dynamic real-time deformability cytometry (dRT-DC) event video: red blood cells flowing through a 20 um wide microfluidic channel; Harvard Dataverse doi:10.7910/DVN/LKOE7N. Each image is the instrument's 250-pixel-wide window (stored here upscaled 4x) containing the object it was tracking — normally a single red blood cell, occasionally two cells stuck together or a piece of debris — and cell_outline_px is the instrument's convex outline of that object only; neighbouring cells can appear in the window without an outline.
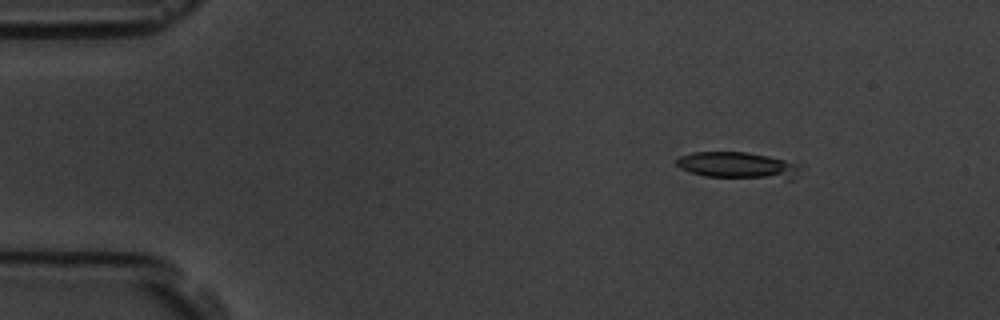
{"species": "common noctule bat (a hibernating species)", "species_latin": "Nyctalus noctula", "temperature_condition": "room temperature", "stored_images_in_passage": 5, "camera_frame_rate_fps": 3000, "um_per_image_px": 0.085, "animal": {"sex": "male", "body_mass_g": 19.5, "forearm_length_mm": 54.6}, "frame": {"image": 1, "passage_image": 2, "time_ms": 2.0, "image_size_px": [1000, 320], "cell_outline_px": [[804, 164], [800, 176], [792, 180], [788, 180], [704, 176], [680, 168], [676, 164], [676, 160], [680, 156], [692, 152], [748, 152], [768, 156]], "centroid_in_image_um": [62.87, 14.08], "position_along_channel_um": 22.1, "area_um2": 19.77}}